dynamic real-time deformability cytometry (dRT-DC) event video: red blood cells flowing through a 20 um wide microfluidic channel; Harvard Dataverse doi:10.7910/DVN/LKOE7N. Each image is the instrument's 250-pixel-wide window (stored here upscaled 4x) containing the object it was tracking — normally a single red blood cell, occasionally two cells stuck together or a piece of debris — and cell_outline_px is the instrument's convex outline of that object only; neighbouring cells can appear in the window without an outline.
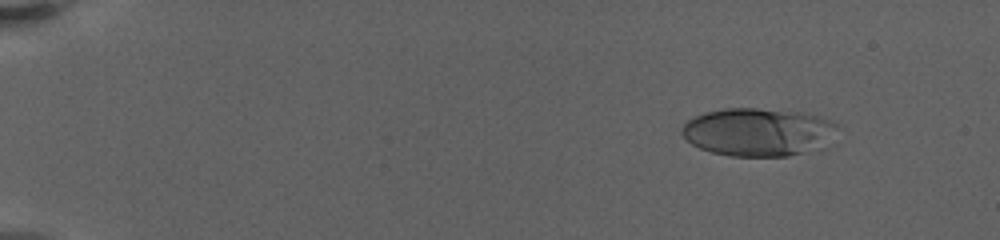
{"species": "human", "species_latin": "Homo sapiens", "temperature_condition": "warm", "stored_images_in_passage": 57, "camera_frame_rate_fps": 3000, "um_per_image_px": 0.085, "donor": {"sex": "female"}, "frame": {"image": 1, "passage_image": 10, "time_ms": 2.333, "image_size_px": [1000, 240], "cell_outline_px": [[840, 124], [828, 148], [788, 156], [732, 156], [712, 152], [700, 148], [692, 144], [680, 132], [680, 128], [688, 120], [704, 112], [724, 108], [756, 108], [800, 112], [816, 116]], "centroid_in_image_um": [64.51, 11.23], "position_along_channel_um": 20.5, "area_um2": 44.1}}
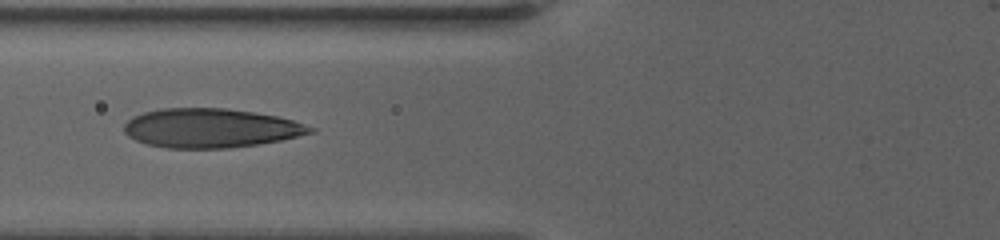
{"frame": {"image": 2, "passage_image": 43, "time_ms": 9.0, "image_size_px": [1000, 240], "cell_outline_px": [[316, 132], [280, 140], [260, 144], [228, 148], [168, 148], [148, 144], [136, 140], [128, 136], [124, 132], [124, 124], [132, 116], [144, 112], [164, 108], [224, 108], [252, 112], [276, 116], [292, 120], [316, 128]], "centroid_in_image_um": [17.9, 10.89], "position_along_channel_um": 107.9, "area_um2": 42.37}}
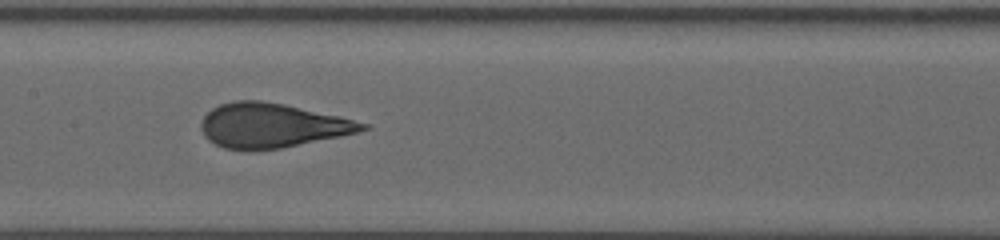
{"frame": {"image": 3, "passage_image": 56, "time_ms": 11.333, "image_size_px": [1000, 240], "cell_outline_px": [[372, 128], [340, 136], [280, 148], [252, 152], [224, 148], [208, 140], [204, 136], [200, 128], [200, 124], [204, 116], [212, 108], [220, 104], [236, 100], [260, 100], [284, 104], [340, 116], [368, 124]], "centroid_in_image_um": [23.07, 10.68], "position_along_channel_um": 184.3, "area_um2": 41.91}}